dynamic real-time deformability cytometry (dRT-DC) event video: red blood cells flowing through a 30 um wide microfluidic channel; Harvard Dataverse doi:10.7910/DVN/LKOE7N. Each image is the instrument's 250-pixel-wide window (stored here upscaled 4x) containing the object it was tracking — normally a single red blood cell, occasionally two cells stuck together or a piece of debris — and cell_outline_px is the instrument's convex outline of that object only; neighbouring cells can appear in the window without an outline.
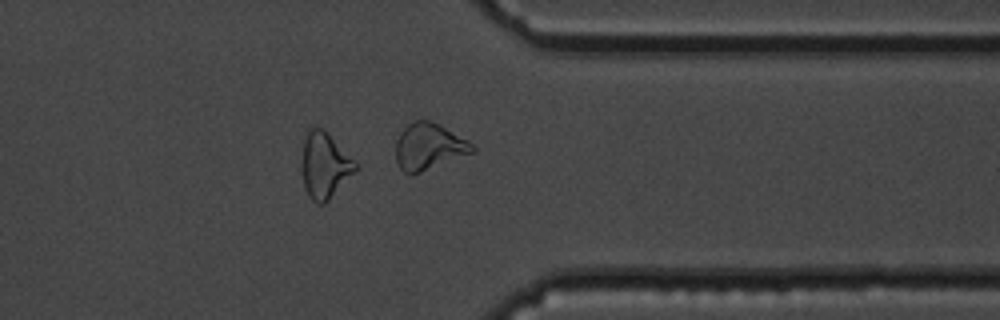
{"species": "common noctule bat (a hibernating species)", "species_latin": "Nyctalus noctula", "temperature_condition": "cold", "stored_images_in_passage": 9, "camera_frame_rate_fps": 3000, "um_per_image_px": 0.085, "animal": {"sex": "male", "body_mass_g": 19.5, "forearm_length_mm": 54.6}, "frame": {"image": 1, "passage_image": 9, "time_ms": 9.333, "image_size_px": [1000, 320], "cell_outline_px": [[360, 168], [324, 204], [316, 204], [308, 196], [304, 188], [300, 168], [300, 164], [304, 132], [312, 128], [324, 128], [360, 164]], "centroid_in_image_um": [27.6, 14.04], "position_along_channel_um": 383.8, "area_um2": 21.56}}